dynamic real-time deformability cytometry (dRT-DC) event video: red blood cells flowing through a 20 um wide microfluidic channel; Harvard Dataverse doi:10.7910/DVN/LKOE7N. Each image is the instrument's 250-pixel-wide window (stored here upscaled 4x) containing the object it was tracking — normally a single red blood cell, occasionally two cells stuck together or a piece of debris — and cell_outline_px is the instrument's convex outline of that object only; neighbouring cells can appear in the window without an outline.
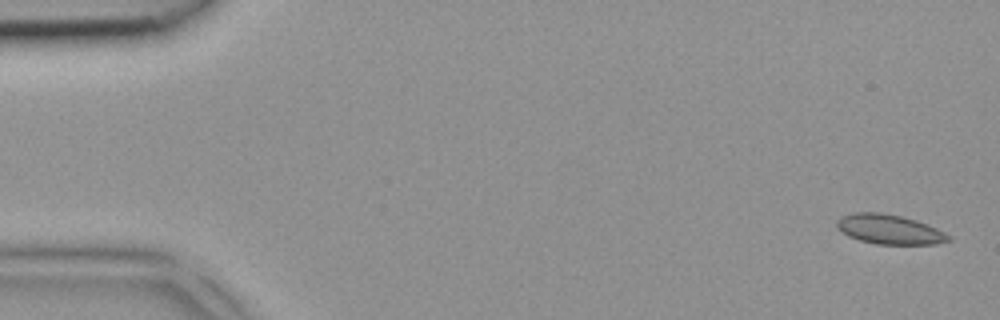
{"species": "common noctule bat (a hibernating species)", "species_latin": "Nyctalus noctula", "temperature_condition": "room temperature", "stored_images_in_passage": 4, "camera_frame_rate_fps": 3000, "um_per_image_px": 0.085, "animal": {"sex": "female", "body_mass_g": 18.4}, "frame": {"image": 1, "passage_image": 1, "time_ms": 0.0, "image_size_px": [1000, 320], "cell_outline_px": [[952, 240], [936, 244], [876, 244], [860, 240], [848, 236], [836, 228], [836, 220], [844, 216], [856, 212], [880, 212], [900, 216], [916, 220], [936, 228], [952, 236]], "centroid_in_image_um": [75.61, 19.5], "position_along_channel_um": 9.4, "area_um2": 19.25}}
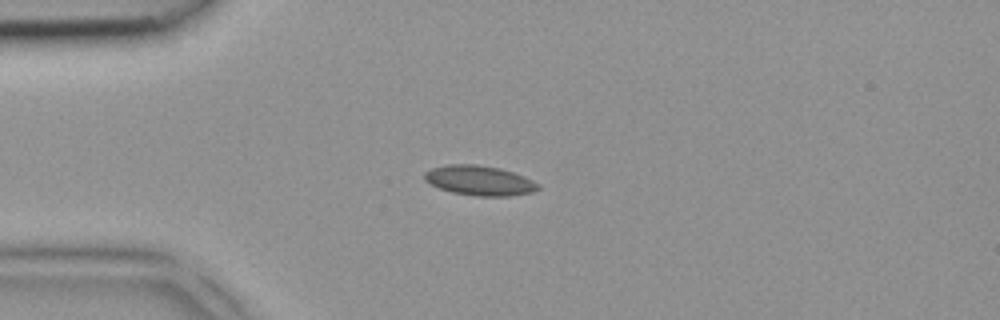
{"frame": {"image": 2, "passage_image": 3, "time_ms": 0.667, "image_size_px": [1000, 320], "cell_outline_px": [[540, 188], [532, 192], [508, 196], [476, 196], [452, 192], [440, 188], [424, 180], [424, 172], [432, 168], [448, 164], [476, 164], [500, 168], [524, 176], [540, 184]], "centroid_in_image_um": [40.76, 15.34], "position_along_channel_um": 44.2, "area_um2": 19.71}}